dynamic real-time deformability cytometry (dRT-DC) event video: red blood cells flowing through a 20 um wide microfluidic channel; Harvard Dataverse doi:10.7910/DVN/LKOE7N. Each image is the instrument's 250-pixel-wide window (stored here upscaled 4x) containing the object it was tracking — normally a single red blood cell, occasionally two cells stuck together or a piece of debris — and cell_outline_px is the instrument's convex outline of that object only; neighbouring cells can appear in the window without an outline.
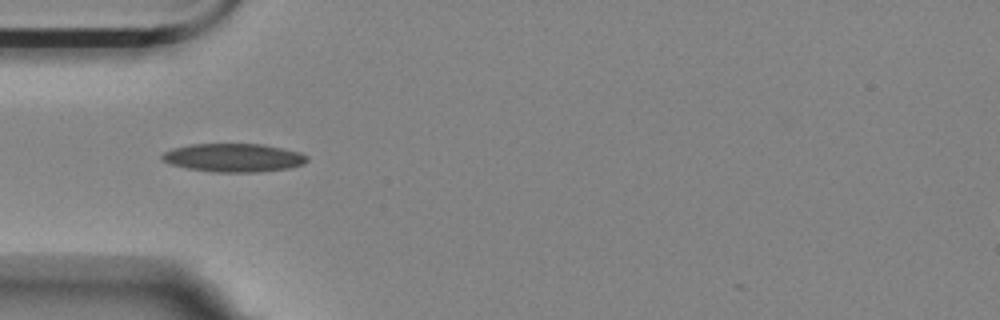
{"species": "Egyptian fruit bat (a non-hibernating species)", "species_latin": "Rousettus aegyptiacus", "temperature_condition": "room temperature", "stored_images_in_passage": 24, "camera_frame_rate_fps": 3000, "um_per_image_px": 0.085, "animal": {"sex": "female"}, "frame": {"image": 1, "passage_image": 1, "time_ms": 0.0, "image_size_px": [1000, 320], "cell_outline_px": [[308, 160], [304, 164], [288, 168], [260, 172], [212, 172], [188, 168], [172, 164], [160, 160], [160, 156], [164, 152], [172, 148], [192, 144], [264, 144], [300, 152], [308, 156]], "centroid_in_image_um": [19.86, 13.4], "position_along_channel_um": 65.1, "area_um2": 24.1}}
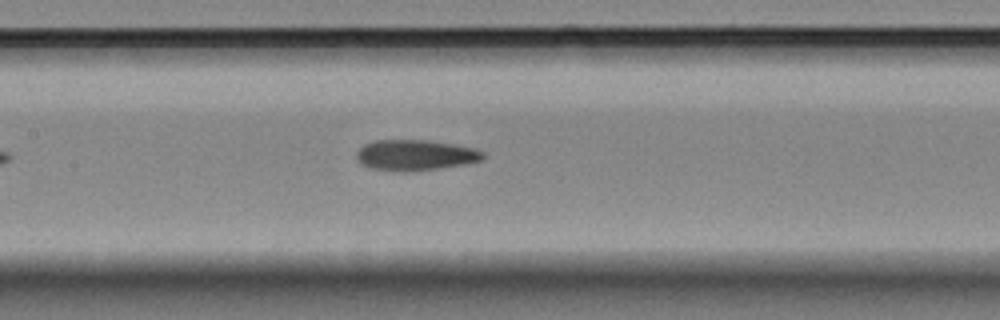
{"frame": {"image": 2, "passage_image": 10, "time_ms": 3.0, "image_size_px": [1000, 320], "cell_outline_px": [[484, 160], [464, 164], [436, 168], [404, 172], [400, 172], [368, 168], [356, 160], [356, 152], [364, 144], [376, 140], [428, 140], [476, 148], [484, 152]], "centroid_in_image_um": [35.28, 13.18], "position_along_channel_um": 172.1, "area_um2": 22.72}}
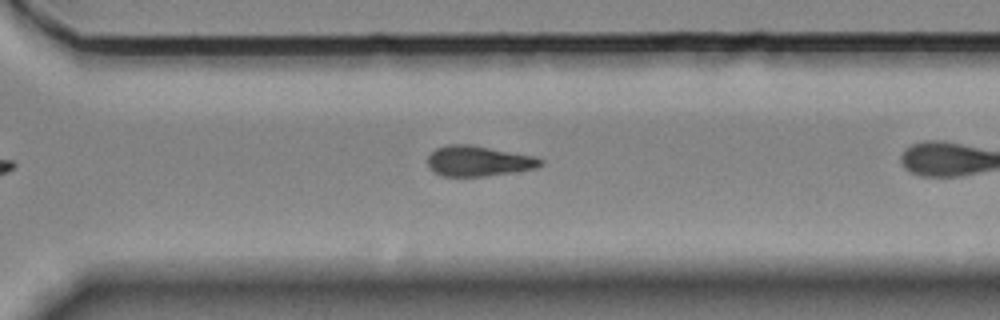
{"frame": {"image": 3, "passage_image": 20, "time_ms": 6.333, "image_size_px": [1000, 320], "cell_outline_px": [[544, 164], [536, 168], [512, 172], [484, 176], [444, 176], [428, 168], [428, 156], [436, 148], [448, 144], [472, 144], [532, 156], [544, 160]], "centroid_in_image_um": [40.66, 13.68], "position_along_channel_um": 329.9, "area_um2": 19.88}}